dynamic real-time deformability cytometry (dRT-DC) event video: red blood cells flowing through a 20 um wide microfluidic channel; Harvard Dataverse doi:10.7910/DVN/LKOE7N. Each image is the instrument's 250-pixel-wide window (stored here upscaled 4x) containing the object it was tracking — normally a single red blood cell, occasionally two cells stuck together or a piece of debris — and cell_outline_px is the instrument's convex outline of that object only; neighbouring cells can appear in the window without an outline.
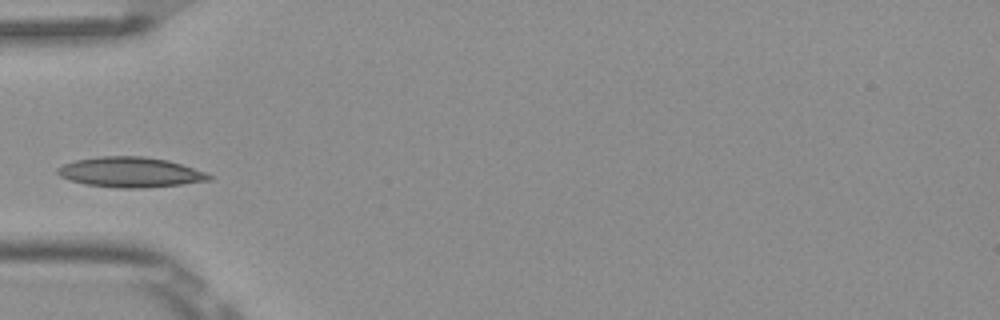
{"species": "Egyptian fruit bat (a non-hibernating species)", "species_latin": "Rousettus aegyptiacus", "temperature_condition": "room temperature", "stored_images_in_passage": 4, "camera_frame_rate_fps": 3000, "um_per_image_px": 0.085, "frame": {"image": 1, "passage_image": 3, "time_ms": 0.667, "image_size_px": [1000, 320], "cell_outline_px": [[212, 180], [180, 184], [140, 188], [116, 188], [84, 184], [60, 176], [56, 172], [56, 168], [64, 164], [76, 160], [100, 156], [144, 156], [168, 160], [204, 172], [212, 176]], "centroid_in_image_um": [11.05, 14.63], "position_along_channel_um": 74.0, "area_um2": 26.41}}
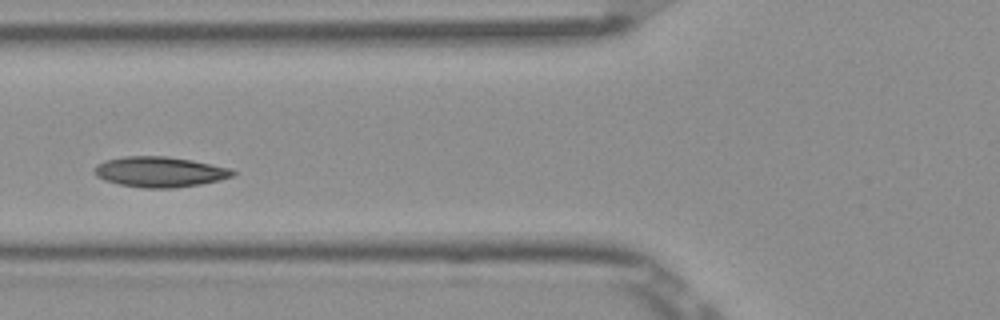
{"frame": {"image": 2, "passage_image": 4, "time_ms": 1.0, "image_size_px": [1000, 320], "cell_outline_px": [[236, 172], [232, 176], [220, 180], [200, 184], [172, 188], [144, 188], [120, 184], [104, 180], [96, 176], [92, 172], [96, 164], [104, 160], [124, 156], [168, 156], [192, 160], [232, 168]], "centroid_in_image_um": [13.56, 14.6], "position_along_channel_um": 112.2, "area_um2": 24.68}}